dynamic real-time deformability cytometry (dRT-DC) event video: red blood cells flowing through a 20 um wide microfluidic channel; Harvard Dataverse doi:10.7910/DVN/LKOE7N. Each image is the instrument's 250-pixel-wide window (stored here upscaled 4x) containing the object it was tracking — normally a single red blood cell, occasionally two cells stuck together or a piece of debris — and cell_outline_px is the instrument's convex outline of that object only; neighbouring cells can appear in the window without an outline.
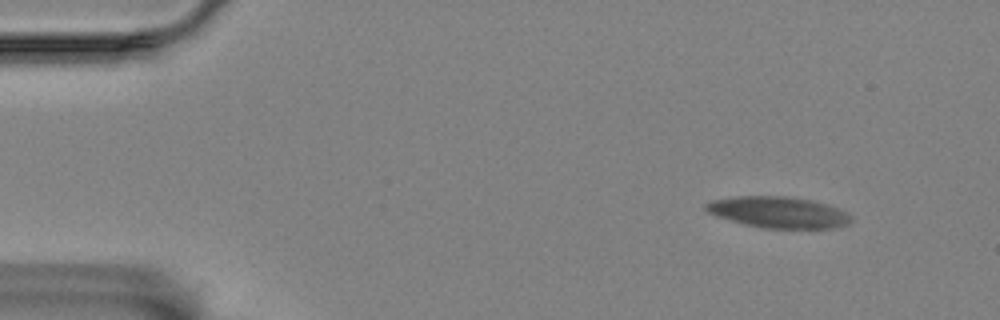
{"species": "Egyptian fruit bat (a non-hibernating species)", "species_latin": "Rousettus aegyptiacus", "temperature_condition": "room temperature", "stored_images_in_passage": 25, "camera_frame_rate_fps": 3000, "um_per_image_px": 0.085, "animal": {"sex": "female"}, "frame": {"image": 1, "passage_image": 1, "time_ms": 0.0, "image_size_px": [1000, 320], "cell_outline_px": [[852, 220], [848, 224], [836, 228], [764, 228], [744, 224], [716, 216], [708, 212], [704, 208], [704, 204], [712, 200], [740, 196], [784, 196], [812, 200], [836, 208], [852, 216]], "centroid_in_image_um": [66.14, 18.05], "position_along_channel_um": 18.9, "area_um2": 26.24}}
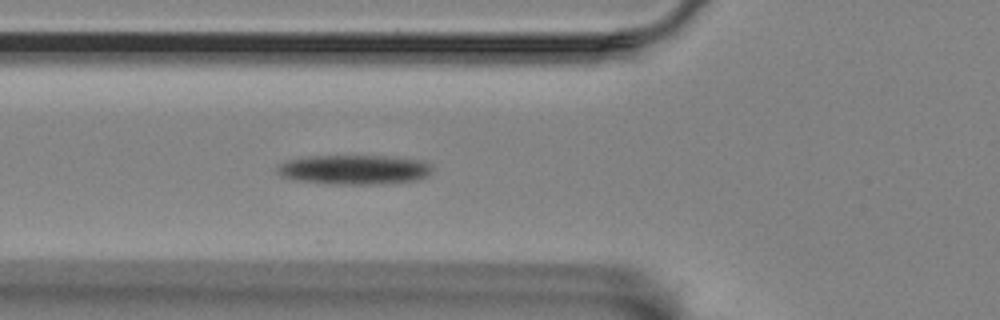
{"frame": {"image": 2, "passage_image": 17, "time_ms": 5.333, "image_size_px": [1000, 320], "cell_outline_px": [[432, 172], [428, 176], [420, 180], [384, 184], [328, 184], [292, 180], [280, 176], [276, 172], [276, 164], [288, 160], [308, 156], [384, 156], [424, 160], [432, 164]], "centroid_in_image_um": [30.11, 14.43], "position_along_channel_um": 95.7, "area_um2": 27.34}}
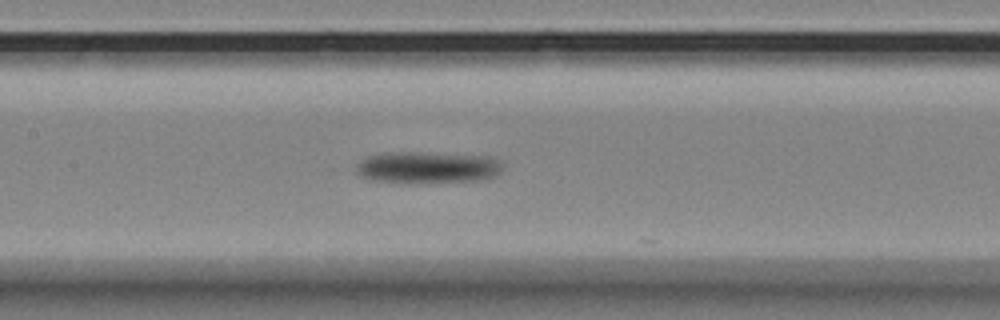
{"frame": {"image": 3, "passage_image": 24, "time_ms": 7.667, "image_size_px": [1000, 320], "cell_outline_px": [[504, 164], [500, 172], [492, 176], [476, 180], [408, 184], [368, 180], [356, 172], [356, 164], [360, 160], [368, 156], [388, 152], [412, 152], [492, 156], [500, 160]], "centroid_in_image_um": [36.3, 14.24], "position_along_channel_um": 171.1, "area_um2": 27.51}}